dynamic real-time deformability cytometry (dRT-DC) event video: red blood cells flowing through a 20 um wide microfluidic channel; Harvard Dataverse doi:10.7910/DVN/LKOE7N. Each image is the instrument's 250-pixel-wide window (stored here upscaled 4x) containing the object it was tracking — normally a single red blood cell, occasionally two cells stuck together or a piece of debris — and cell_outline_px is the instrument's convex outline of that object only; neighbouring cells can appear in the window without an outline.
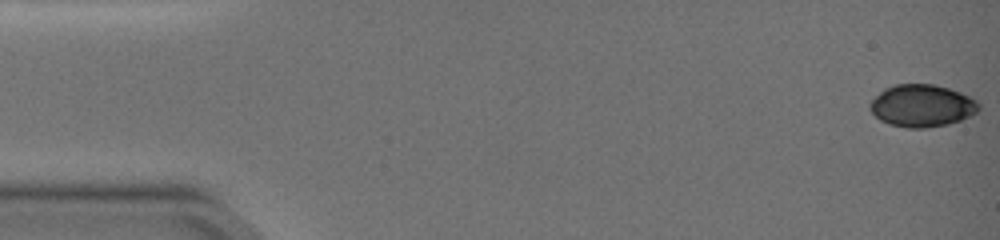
{"species": "common noctule bat (a hibernating species)", "species_latin": "Nyctalus noctula", "temperature_condition": "warm", "stored_images_in_passage": 61, "camera_frame_rate_fps": 3000, "um_per_image_px": 0.085, "animal": {"sex": "female", "body_mass_g": 19.0, "forearm_length_mm": 51.5}, "frame": {"image": 1, "passage_image": 1, "time_ms": 0.0, "image_size_px": [1000, 240], "cell_outline_px": [[980, 108], [976, 112], [960, 120], [948, 124], [924, 128], [908, 128], [888, 124], [880, 120], [868, 108], [868, 104], [884, 88], [896, 84], [932, 84], [948, 88], [960, 92], [976, 100], [980, 104]], "centroid_in_image_um": [78.34, 8.98], "position_along_channel_um": 6.7, "area_um2": 26.76}}
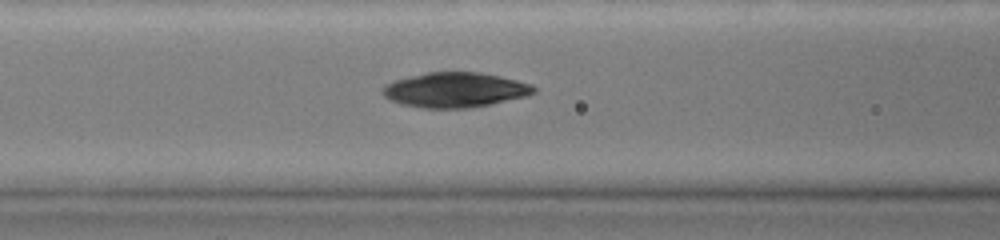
{"frame": {"image": 2, "passage_image": 25, "time_ms": 7.0, "image_size_px": [1000, 240], "cell_outline_px": [[536, 92], [528, 96], [468, 108], [424, 108], [400, 104], [384, 96], [384, 84], [396, 80], [428, 72], [480, 72], [500, 76], [532, 84], [536, 88]], "centroid_in_image_um": [38.71, 7.64], "position_along_channel_um": 127.9, "area_um2": 30.52}}
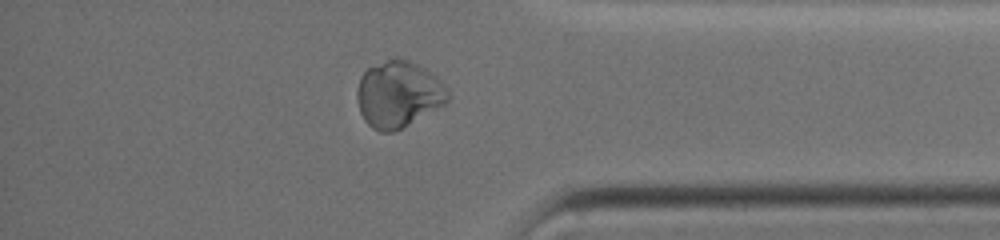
{"frame": {"image": 3, "passage_image": 54, "time_ms": 14.333, "image_size_px": [1000, 240], "cell_outline_px": [[448, 100], [444, 104], [408, 124], [392, 132], [380, 132], [372, 128], [364, 120], [360, 112], [356, 96], [356, 92], [360, 76], [368, 68], [396, 56], [400, 56], [424, 68], [440, 80], [448, 92]], "centroid_in_image_um": [33.82, 8.0], "position_along_channel_um": 401.4, "area_um2": 34.85}}